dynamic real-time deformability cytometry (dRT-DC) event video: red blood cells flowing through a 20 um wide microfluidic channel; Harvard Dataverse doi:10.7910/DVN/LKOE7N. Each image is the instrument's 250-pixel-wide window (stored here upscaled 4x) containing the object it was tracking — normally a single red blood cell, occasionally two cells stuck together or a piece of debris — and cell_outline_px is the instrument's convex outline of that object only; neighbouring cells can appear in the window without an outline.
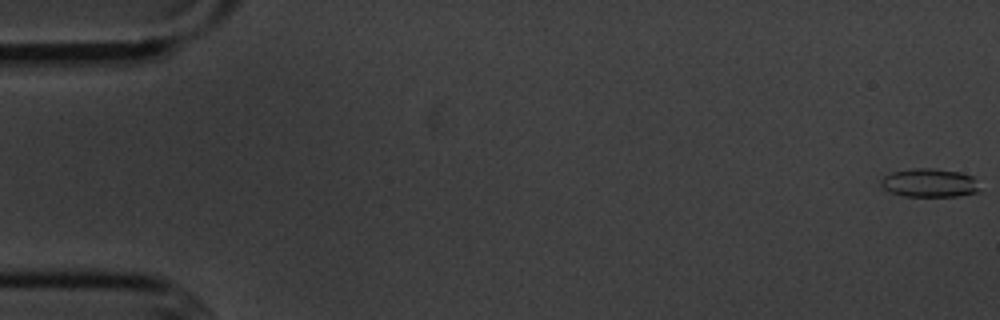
{"species": "common noctule bat (a hibernating species)", "species_latin": "Nyctalus noctula", "temperature_condition": "cold", "stored_images_in_passage": 9, "camera_frame_rate_fps": 3000, "um_per_image_px": 0.085, "animal": {"sex": "male", "body_mass_g": 20.1, "forearm_length_mm": 53.5}, "frame": {"image": 1, "passage_image": 1, "time_ms": 0.0, "image_size_px": [1000, 320], "cell_outline_px": [[980, 192], [956, 196], [904, 196], [888, 192], [880, 184], [880, 180], [884, 176], [892, 172], [912, 168], [932, 168], [960, 172], [972, 176], [980, 188]], "centroid_in_image_um": [78.99, 15.54], "position_along_channel_um": 6.0, "area_um2": 16.53}}
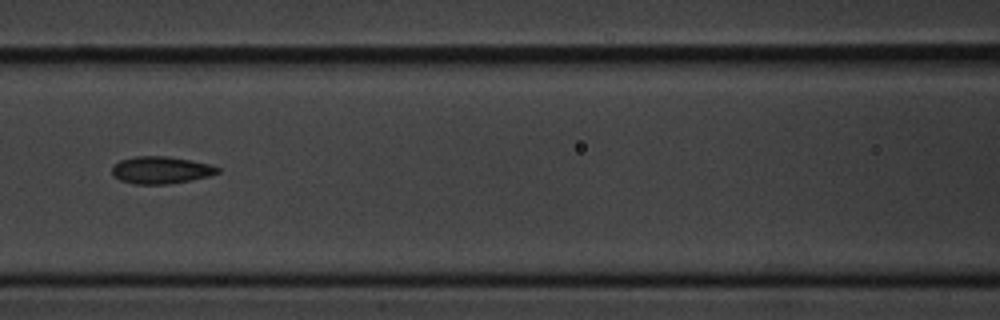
{"frame": {"image": 2, "passage_image": 8, "time_ms": 8.0, "image_size_px": [1000, 320], "cell_outline_px": [[220, 172], [208, 176], [168, 184], [136, 184], [120, 180], [112, 176], [112, 168], [120, 160], [136, 156], [168, 156], [192, 160], [208, 164], [220, 168]], "centroid_in_image_um": [13.66, 14.45], "position_along_channel_um": 152.9, "area_um2": 16.65}}
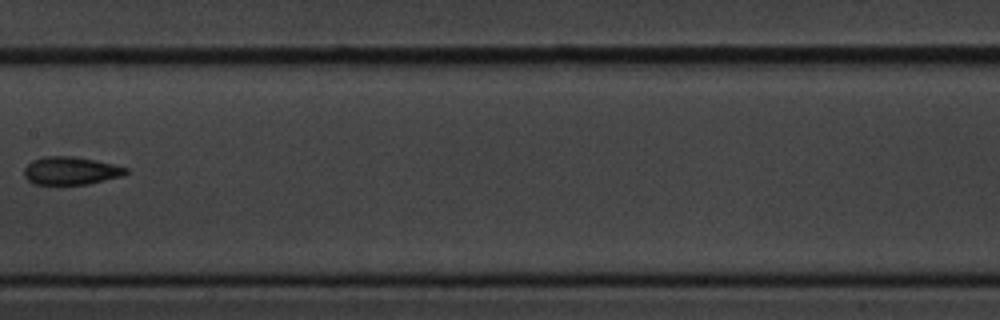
{"frame": {"image": 3, "passage_image": 9, "time_ms": 9.333, "image_size_px": [1000, 320], "cell_outline_px": [[128, 172], [120, 176], [88, 184], [32, 184], [24, 176], [24, 168], [32, 160], [44, 156], [72, 156], [112, 164], [128, 168]], "centroid_in_image_um": [5.96, 14.51], "position_along_channel_um": 201.4, "area_um2": 16.36}}